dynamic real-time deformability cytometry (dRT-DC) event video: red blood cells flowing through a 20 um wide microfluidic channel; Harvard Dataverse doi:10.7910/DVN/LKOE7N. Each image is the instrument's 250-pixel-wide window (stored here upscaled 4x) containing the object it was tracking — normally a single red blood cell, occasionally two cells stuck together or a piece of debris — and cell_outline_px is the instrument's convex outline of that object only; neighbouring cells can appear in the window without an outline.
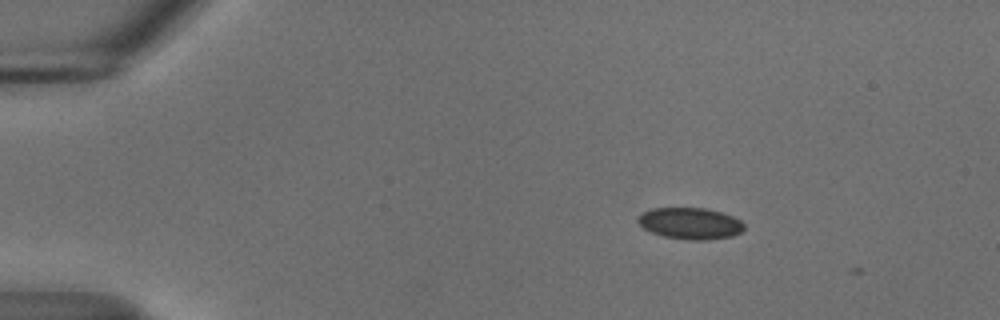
{"species": "common noctule bat (a hibernating species)", "species_latin": "Nyctalus noctula", "temperature_condition": "cold", "stored_images_in_passage": 3, "camera_frame_rate_fps": 3000, "um_per_image_px": 0.085, "animal": {"sex": "male", "body_mass_g": 18.8}, "frame": {"image": 1, "passage_image": 2, "time_ms": 0.333, "image_size_px": [1000, 320], "cell_outline_px": [[744, 228], [740, 232], [732, 236], [704, 240], [688, 240], [664, 236], [652, 232], [644, 228], [636, 220], [644, 212], [652, 208], [704, 208], [720, 212], [732, 216], [740, 220], [744, 224]], "centroid_in_image_um": [58.68, 18.99], "position_along_channel_um": 26.3, "area_um2": 19.25}}